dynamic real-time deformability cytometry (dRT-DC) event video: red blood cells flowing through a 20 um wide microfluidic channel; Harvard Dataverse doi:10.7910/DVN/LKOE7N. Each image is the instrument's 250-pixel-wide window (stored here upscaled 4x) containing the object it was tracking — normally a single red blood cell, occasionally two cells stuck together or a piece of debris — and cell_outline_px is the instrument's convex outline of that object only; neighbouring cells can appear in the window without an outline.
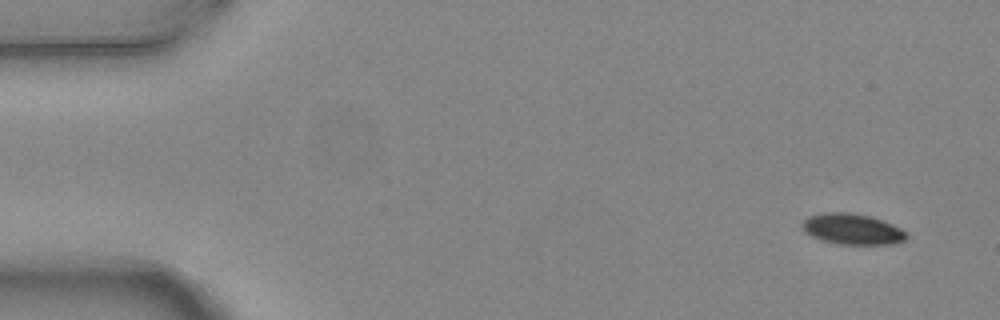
{"species": "common noctule bat (a hibernating species)", "species_latin": "Nyctalus noctula", "temperature_condition": "warm", "stored_images_in_passage": 5, "camera_frame_rate_fps": 3000, "um_per_image_px": 0.085, "animal": {"sex": "female", "body_mass_g": 24.6, "forearm_length_mm": 56.2}, "frame": {"image": 1, "passage_image": 1, "time_ms": 0.0, "image_size_px": [1000, 320], "cell_outline_px": [[908, 236], [904, 240], [892, 244], [836, 244], [820, 240], [804, 232], [800, 224], [808, 216], [824, 212], [852, 212], [872, 216], [884, 220], [900, 228]], "centroid_in_image_um": [72.4, 19.46], "position_along_channel_um": 12.6, "area_um2": 18.96}}
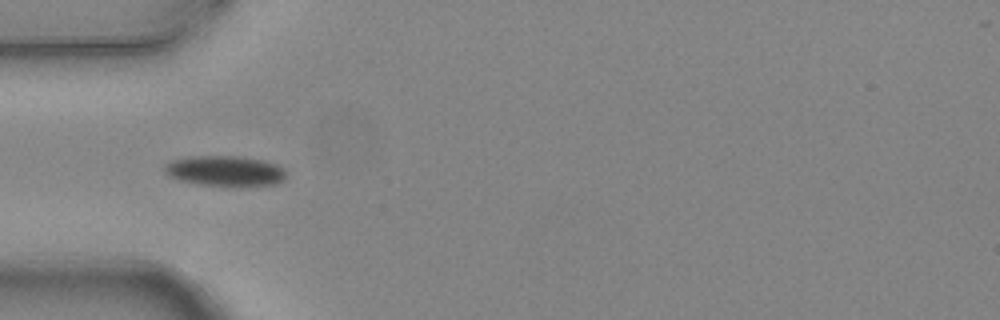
{"frame": {"image": 2, "passage_image": 5, "time_ms": 1.333, "image_size_px": [1000, 320], "cell_outline_px": [[284, 180], [276, 184], [200, 184], [180, 180], [168, 176], [164, 172], [164, 164], [172, 160], [188, 156], [240, 156], [264, 160], [276, 164], [284, 168]], "centroid_in_image_um": [19.08, 14.48], "position_along_channel_um": 65.9, "area_um2": 21.04}}